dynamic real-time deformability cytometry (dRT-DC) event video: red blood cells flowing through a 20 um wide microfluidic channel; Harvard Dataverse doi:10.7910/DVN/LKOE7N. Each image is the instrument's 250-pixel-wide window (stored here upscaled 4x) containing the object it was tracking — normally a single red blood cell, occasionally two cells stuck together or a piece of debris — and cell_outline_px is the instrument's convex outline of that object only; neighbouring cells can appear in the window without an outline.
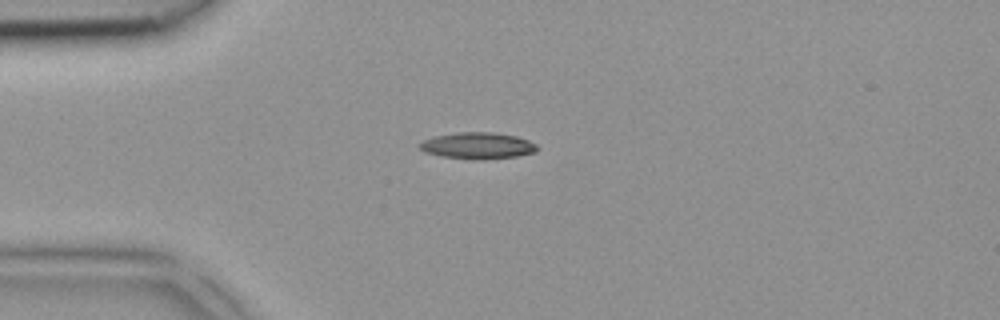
{"species": "common noctule bat (a hibernating species)", "species_latin": "Nyctalus noctula", "temperature_condition": "room temperature", "stored_images_in_passage": 4, "camera_frame_rate_fps": 3000, "um_per_image_px": 0.085, "animal": {"sex": "female", "body_mass_g": 18.4}, "frame": {"image": 1, "passage_image": 3, "time_ms": 0.667, "image_size_px": [1000, 320], "cell_outline_px": [[536, 152], [516, 156], [480, 160], [472, 160], [440, 156], [424, 152], [420, 148], [420, 144], [424, 140], [432, 136], [456, 132], [492, 132], [516, 136], [528, 140], [536, 144]], "centroid_in_image_um": [40.57, 12.38], "position_along_channel_um": 44.4, "area_um2": 18.21}}